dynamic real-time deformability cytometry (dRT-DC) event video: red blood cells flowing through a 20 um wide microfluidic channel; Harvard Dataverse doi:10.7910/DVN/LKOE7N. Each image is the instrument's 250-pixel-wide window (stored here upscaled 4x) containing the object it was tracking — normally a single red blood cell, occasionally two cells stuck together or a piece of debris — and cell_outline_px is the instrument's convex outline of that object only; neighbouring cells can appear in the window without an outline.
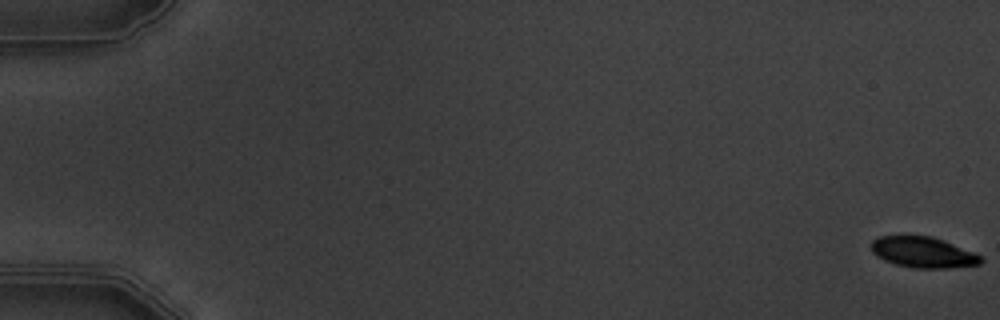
{"species": "common noctule bat (a hibernating species)", "species_latin": "Nyctalus noctula", "temperature_condition": "warm", "stored_images_in_passage": 6, "camera_frame_rate_fps": 3000, "um_per_image_px": 0.085, "animal": {"sex": "male", "body_mass_g": 19.5, "forearm_length_mm": 54.6}, "frame": {"image": 1, "passage_image": 1, "time_ms": 0.0, "image_size_px": [1000, 320], "cell_outline_px": [[984, 260], [980, 264], [952, 268], [912, 268], [896, 264], [884, 260], [876, 256], [872, 252], [872, 240], [880, 236], [932, 236], [972, 252], [980, 256]], "centroid_in_image_um": [78.44, 21.46], "position_along_channel_um": 6.6, "area_um2": 19.48}}
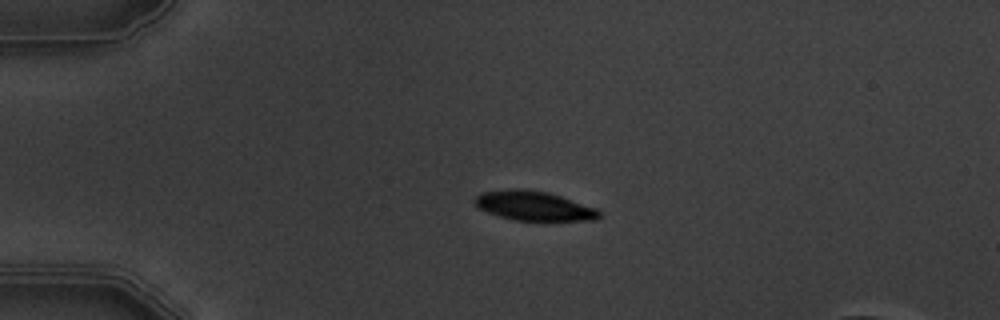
{"frame": {"image": 2, "passage_image": 5, "time_ms": 4.667, "image_size_px": [1000, 320], "cell_outline_px": [[600, 216], [596, 220], [512, 220], [476, 208], [472, 200], [480, 192], [508, 188], [524, 188], [548, 192], [596, 208], [600, 212]], "centroid_in_image_um": [45.3, 17.48], "position_along_channel_um": 39.7, "area_um2": 21.5}}